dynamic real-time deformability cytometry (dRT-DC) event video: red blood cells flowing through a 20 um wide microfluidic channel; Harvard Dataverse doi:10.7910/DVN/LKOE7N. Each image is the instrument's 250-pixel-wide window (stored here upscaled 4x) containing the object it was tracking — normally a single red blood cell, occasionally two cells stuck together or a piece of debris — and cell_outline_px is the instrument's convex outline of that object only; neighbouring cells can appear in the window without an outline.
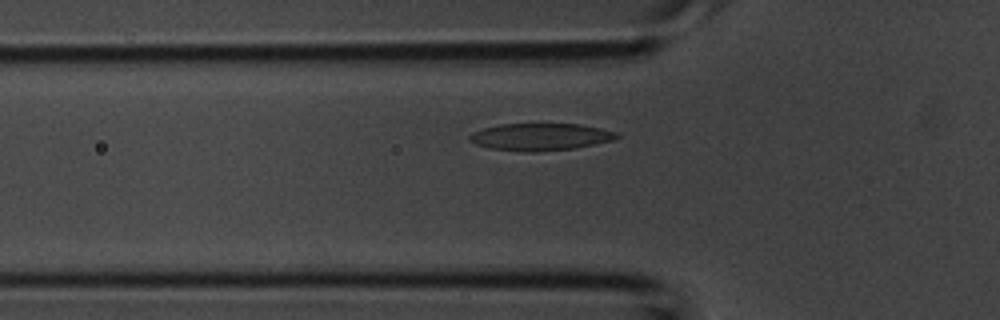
{"species": "common noctule bat (a hibernating species)", "species_latin": "Nyctalus noctula", "temperature_condition": "room temperature", "stored_images_in_passage": 39, "camera_frame_rate_fps": 3000, "um_per_image_px": 0.085, "animal": {"sex": "male", "body_mass_g": 20.1, "forearm_length_mm": 53.5}, "frame": {"image": 1, "passage_image": 10, "time_ms": 3.0, "image_size_px": [1000, 320], "cell_outline_px": [[620, 136], [616, 140], [572, 148], [536, 152], [524, 152], [488, 148], [476, 144], [468, 140], [468, 136], [472, 132], [484, 128], [500, 124], [580, 124], [600, 128], [616, 132]], "centroid_in_image_um": [45.91, 11.63], "position_along_channel_um": 79.9, "area_um2": 23.35}}
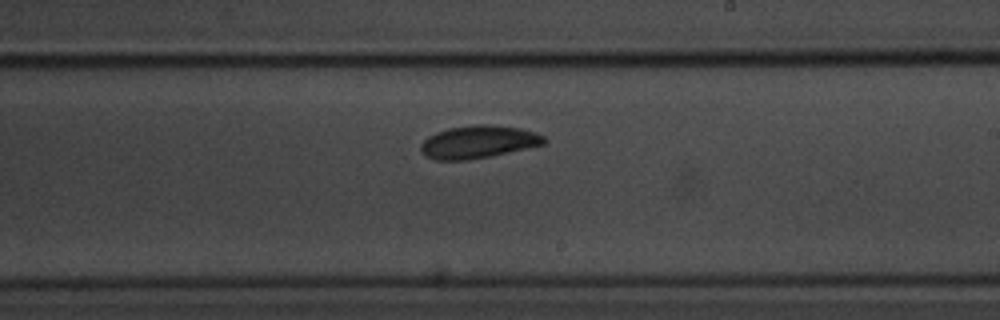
{"frame": {"image": 2, "passage_image": 21, "time_ms": 6.667, "image_size_px": [1000, 320], "cell_outline_px": [[548, 140], [544, 144], [508, 152], [468, 160], [436, 160], [424, 156], [420, 152], [420, 144], [428, 136], [436, 132], [448, 128], [472, 124], [488, 124], [520, 128], [544, 136]], "centroid_in_image_um": [40.6, 12.06], "position_along_channel_um": 248.4, "area_um2": 23.52}}
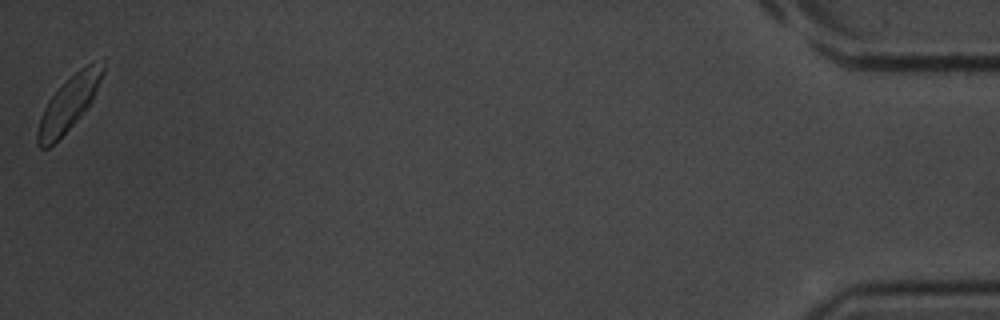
{"frame": {"image": 3, "passage_image": 39, "time_ms": 12.667, "image_size_px": [1000, 320], "cell_outline_px": [[104, 72], [92, 100], [76, 120], [48, 148], [40, 148], [36, 144], [36, 132], [40, 116], [48, 100], [80, 68], [92, 60], [104, 56]], "centroid_in_image_um": [5.86, 8.74], "position_along_channel_um": 429.3, "area_um2": 20.23}}